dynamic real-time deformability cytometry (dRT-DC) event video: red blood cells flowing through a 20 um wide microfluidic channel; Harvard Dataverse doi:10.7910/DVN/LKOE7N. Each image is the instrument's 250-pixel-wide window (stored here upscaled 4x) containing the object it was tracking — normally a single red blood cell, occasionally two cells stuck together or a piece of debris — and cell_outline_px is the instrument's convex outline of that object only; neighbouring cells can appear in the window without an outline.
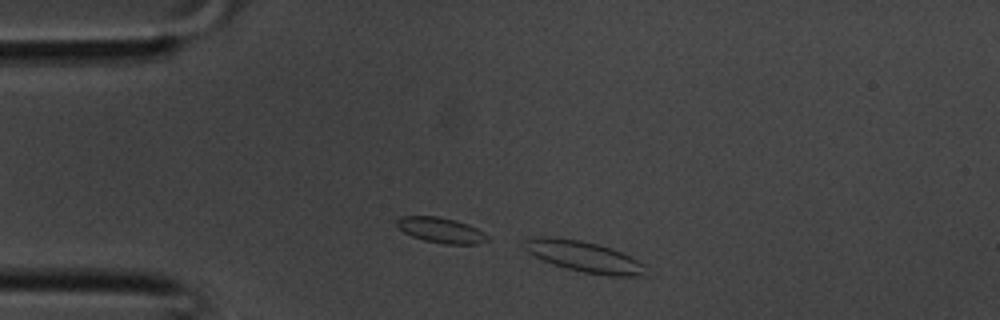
{"species": "common noctule bat (a hibernating species)", "species_latin": "Nyctalus noctula", "temperature_condition": "room temperature", "stored_images_in_passage": 17, "camera_frame_rate_fps": 3000, "um_per_image_px": 0.085, "animal": {"sex": "male", "body_mass_g": 20.1, "forearm_length_mm": 53.5}, "frame": {"image": 1, "passage_image": 3, "time_ms": 0.667, "image_size_px": [1000, 320], "cell_outline_px": [[644, 276], [608, 276], [580, 272], [564, 268], [552, 264], [528, 252], [520, 244], [524, 240], [532, 236], [552, 236], [580, 240], [612, 248], [644, 264]], "centroid_in_image_um": [49.56, 21.8], "position_along_channel_um": 35.4, "area_um2": 21.96}}
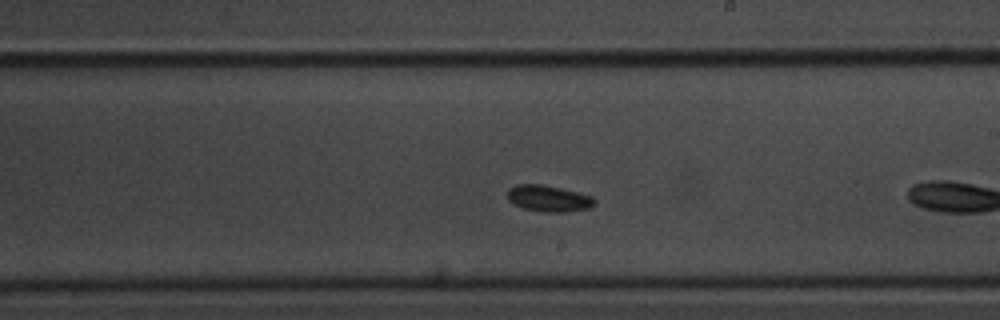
{"frame": {"image": 2, "passage_image": 15, "time_ms": 4.667, "image_size_px": [1000, 320], "cell_outline_px": [[596, 204], [592, 208], [568, 212], [544, 212], [524, 208], [508, 200], [508, 188], [516, 184], [540, 184], [580, 192], [592, 196], [596, 200]], "centroid_in_image_um": [46.69, 16.87], "position_along_channel_um": 242.3, "area_um2": 13.53}}